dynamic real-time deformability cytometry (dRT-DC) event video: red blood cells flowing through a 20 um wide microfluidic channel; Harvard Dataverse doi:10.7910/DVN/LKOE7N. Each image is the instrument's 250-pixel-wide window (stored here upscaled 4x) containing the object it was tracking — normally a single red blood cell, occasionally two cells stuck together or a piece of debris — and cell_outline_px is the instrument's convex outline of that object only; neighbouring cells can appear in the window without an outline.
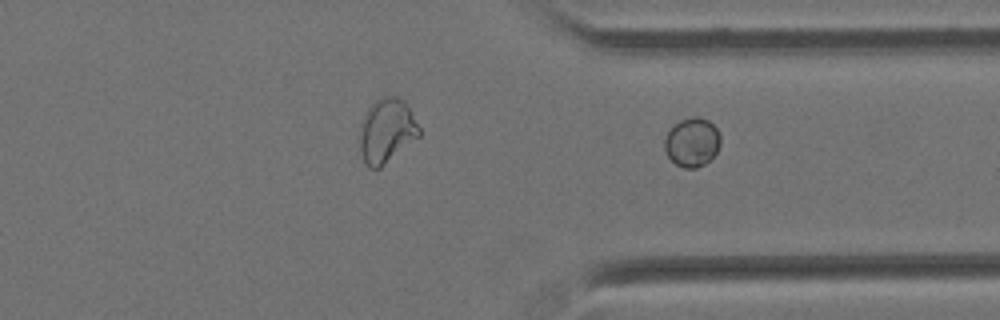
{"species": "Egyptian fruit bat (a non-hibernating species)", "species_latin": "Rousettus aegyptiacus", "temperature_condition": "cold", "stored_images_in_passage": 10, "camera_frame_rate_fps": 3000, "um_per_image_px": 0.085, "animal": {"sex": "female"}, "frame": {"image": 1, "passage_image": 10, "time_ms": 3.0, "image_size_px": [1000, 320], "cell_outline_px": [[720, 144], [716, 152], [704, 164], [696, 168], [684, 168], [676, 164], [668, 156], [664, 148], [664, 140], [668, 132], [680, 120], [692, 116], [696, 116], [708, 120], [716, 128], [720, 136]], "centroid_in_image_um": [58.82, 12.09], "position_along_channel_um": 352.6, "area_um2": 15.72}}